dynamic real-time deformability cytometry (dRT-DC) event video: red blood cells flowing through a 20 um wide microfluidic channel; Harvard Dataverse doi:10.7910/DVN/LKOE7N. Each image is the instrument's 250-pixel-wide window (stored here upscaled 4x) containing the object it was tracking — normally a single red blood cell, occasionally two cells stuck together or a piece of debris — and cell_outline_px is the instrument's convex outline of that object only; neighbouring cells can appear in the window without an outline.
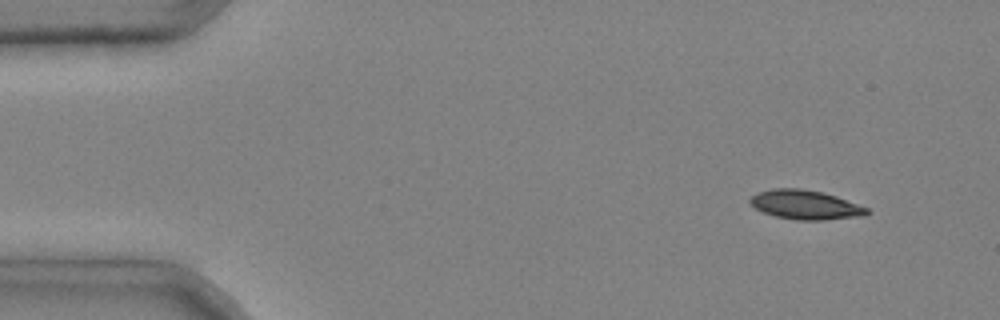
{"species": "common noctule bat (a hibernating species)", "species_latin": "Nyctalus noctula", "temperature_condition": "cold", "stored_images_in_passage": 4, "camera_frame_rate_fps": 3000, "um_per_image_px": 0.085, "animal": {"sex": "male", "body_mass_g": 20.4}, "frame": {"image": 1, "passage_image": 2, "time_ms": 0.333, "image_size_px": [1000, 320], "cell_outline_px": [[872, 212], [864, 216], [824, 220], [796, 220], [776, 216], [764, 212], [756, 208], [748, 200], [756, 192], [772, 188], [800, 188], [824, 192], [836, 196], [868, 208]], "centroid_in_image_um": [68.48, 17.4], "position_along_channel_um": 16.5, "area_um2": 20.0}}